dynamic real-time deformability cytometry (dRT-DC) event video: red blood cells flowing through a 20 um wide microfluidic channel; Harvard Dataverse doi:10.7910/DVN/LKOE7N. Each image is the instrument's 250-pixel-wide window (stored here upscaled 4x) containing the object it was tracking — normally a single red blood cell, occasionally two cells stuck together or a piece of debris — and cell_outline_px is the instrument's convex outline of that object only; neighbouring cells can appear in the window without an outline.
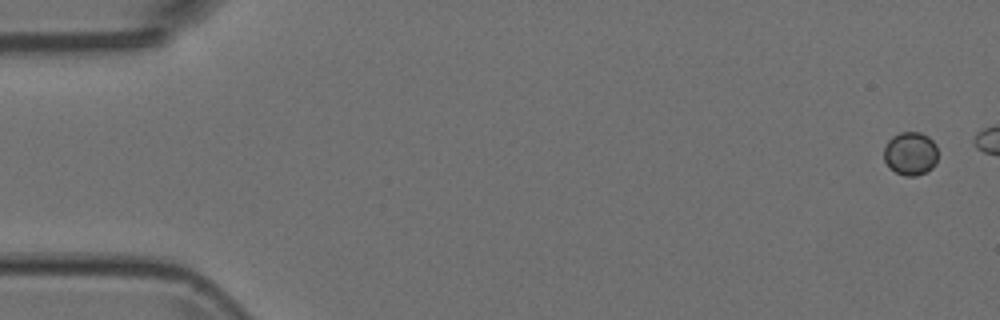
{"species": "Egyptian fruit bat (a non-hibernating species)", "species_latin": "Rousettus aegyptiacus", "temperature_condition": "room temperature", "stored_images_in_passage": 5, "camera_frame_rate_fps": 3000, "um_per_image_px": 0.085, "animal": {"sex": "female"}, "frame": {"image": 1, "passage_image": 1, "time_ms": 0.0, "image_size_px": [1000, 320], "cell_outline_px": [[936, 164], [932, 168], [916, 176], [904, 176], [888, 168], [884, 160], [884, 148], [888, 140], [892, 136], [900, 132], [920, 132], [928, 136], [936, 144]], "centroid_in_image_um": [77.37, 13.05], "position_along_channel_um": 7.6, "area_um2": 13.76}}